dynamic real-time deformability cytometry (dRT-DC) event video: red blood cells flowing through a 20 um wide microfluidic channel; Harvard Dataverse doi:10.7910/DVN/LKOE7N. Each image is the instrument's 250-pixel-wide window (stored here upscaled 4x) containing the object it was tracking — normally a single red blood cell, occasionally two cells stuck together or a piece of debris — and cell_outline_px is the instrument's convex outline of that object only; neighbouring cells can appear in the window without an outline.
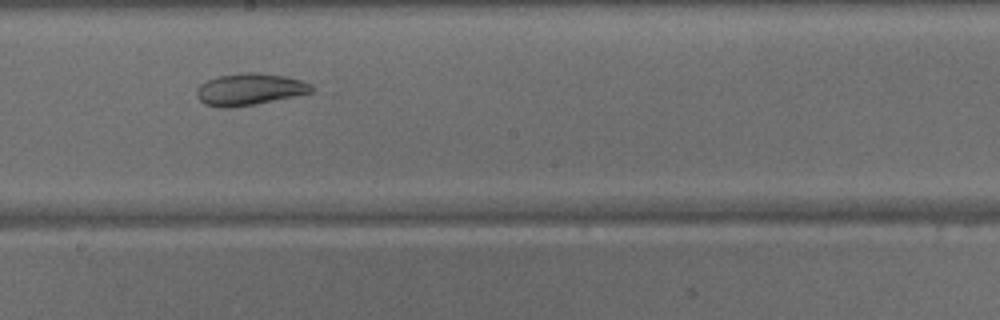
{"species": "common noctule bat (a hibernating species)", "species_latin": "Nyctalus noctula", "temperature_condition": "warm", "stored_images_in_passage": 30, "camera_frame_rate_fps": 3000, "um_per_image_px": 0.085, "animal": {"sex": "male", "body_mass_g": 15.6}, "frame": {"image": 1, "passage_image": 17, "time_ms": 5.333, "image_size_px": [1000, 320], "cell_outline_px": [[312, 92], [252, 104], [228, 108], [224, 108], [204, 104], [196, 96], [196, 92], [200, 84], [216, 76], [240, 72], [256, 72], [284, 76], [300, 80], [312, 84]], "centroid_in_image_um": [21.16, 7.57], "position_along_channel_um": 227.0, "area_um2": 21.04}}
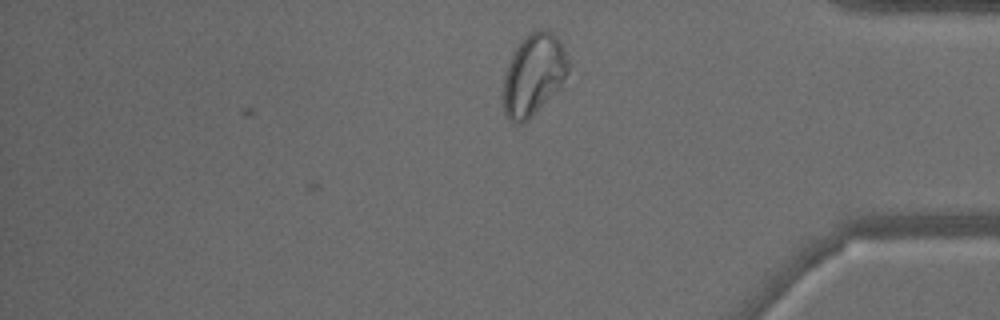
{"frame": {"image": 2, "passage_image": 30, "time_ms": 9.667, "image_size_px": [1000, 320], "cell_outline_px": [[568, 72], [560, 88], [528, 120], [520, 124], [504, 116], [504, 76], [508, 64], [516, 48], [532, 32], [540, 28], [552, 32], [560, 40], [568, 60]], "centroid_in_image_um": [45.37, 6.37], "position_along_channel_um": 389.8, "area_um2": 30.4}}